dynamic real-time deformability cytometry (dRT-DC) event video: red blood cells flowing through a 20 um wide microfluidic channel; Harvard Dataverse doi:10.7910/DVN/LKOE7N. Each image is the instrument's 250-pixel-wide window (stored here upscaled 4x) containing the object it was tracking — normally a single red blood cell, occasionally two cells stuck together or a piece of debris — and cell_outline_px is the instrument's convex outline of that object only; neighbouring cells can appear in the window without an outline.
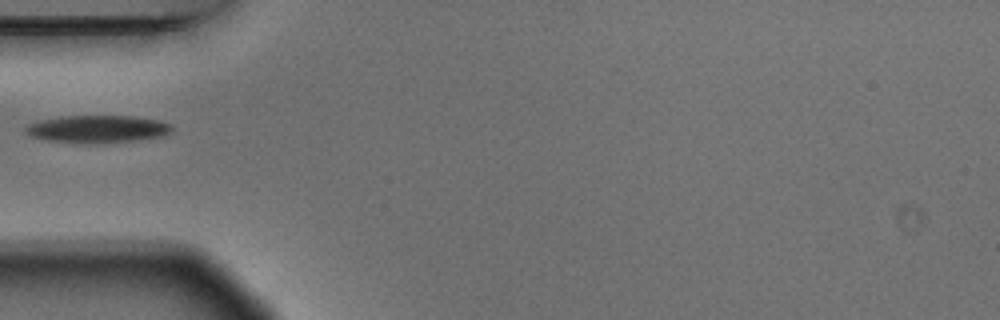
{"species": "Egyptian fruit bat (a non-hibernating species)", "species_latin": "Rousettus aegyptiacus", "temperature_condition": "warm", "stored_images_in_passage": 5, "camera_frame_rate_fps": 3000, "um_per_image_px": 0.085, "animal": {"sex": "male"}, "frame": {"image": 1, "passage_image": 4, "time_ms": 1.0, "image_size_px": [1000, 320], "cell_outline_px": [[172, 128], [164, 136], [132, 140], [96, 144], [84, 144], [44, 140], [32, 136], [24, 132], [24, 128], [28, 124], [40, 120], [64, 116], [132, 116], [160, 120], [172, 124]], "centroid_in_image_um": [8.25, 10.97], "position_along_channel_um": 76.7, "area_um2": 23.58}}
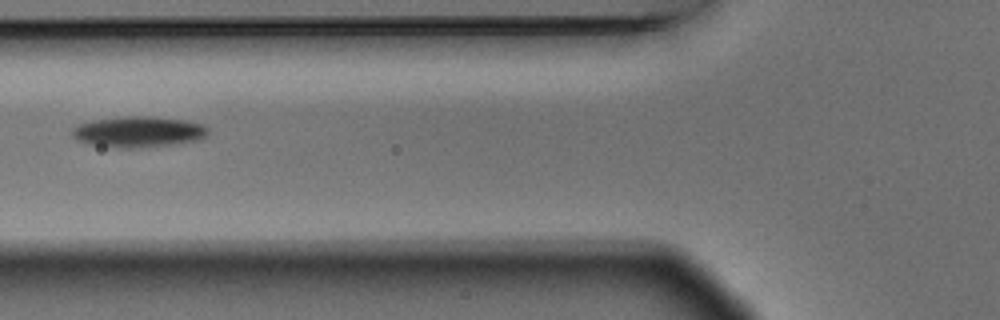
{"frame": {"image": 2, "passage_image": 5, "time_ms": 1.333, "image_size_px": [1000, 320], "cell_outline_px": [[208, 132], [200, 140], [144, 148], [120, 148], [88, 144], [76, 140], [72, 136], [72, 128], [80, 124], [96, 120], [124, 116], [148, 116], [184, 120], [204, 124], [208, 128]], "centroid_in_image_um": [11.77, 11.21], "position_along_channel_um": 114.0, "area_um2": 24.51}}